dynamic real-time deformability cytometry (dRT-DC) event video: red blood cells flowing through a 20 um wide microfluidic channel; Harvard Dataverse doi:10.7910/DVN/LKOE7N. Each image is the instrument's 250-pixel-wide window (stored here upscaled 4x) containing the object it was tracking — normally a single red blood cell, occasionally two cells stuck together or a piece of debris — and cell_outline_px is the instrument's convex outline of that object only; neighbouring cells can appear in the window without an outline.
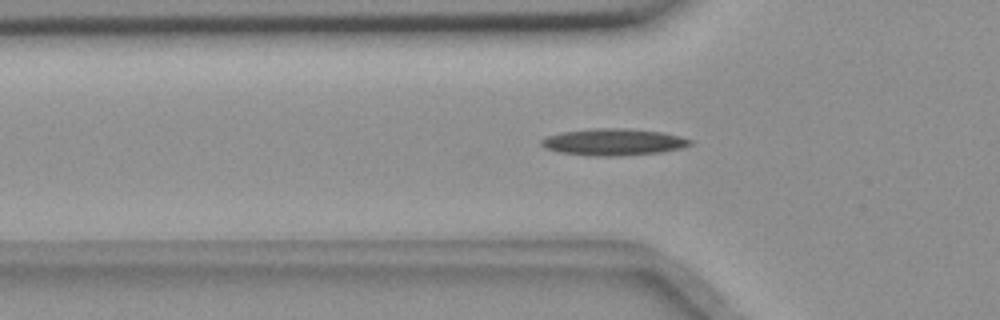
{"species": "common noctule bat (a hibernating species)", "species_latin": "Nyctalus noctula", "temperature_condition": "room temperature", "stored_images_in_passage": 41, "camera_frame_rate_fps": 3000, "um_per_image_px": 0.085, "animal": {"sex": "female", "body_mass_g": 18.4}, "frame": {"image": 1, "passage_image": 4, "time_ms": 1.0, "image_size_px": [1000, 320], "cell_outline_px": [[696, 140], [692, 144], [680, 148], [660, 152], [620, 156], [588, 156], [560, 152], [544, 148], [540, 144], [540, 140], [548, 136], [564, 132], [596, 128], [628, 128], [660, 132], [680, 136]], "centroid_in_image_um": [52.16, 12.08], "position_along_channel_um": 73.6, "area_um2": 23.24}}
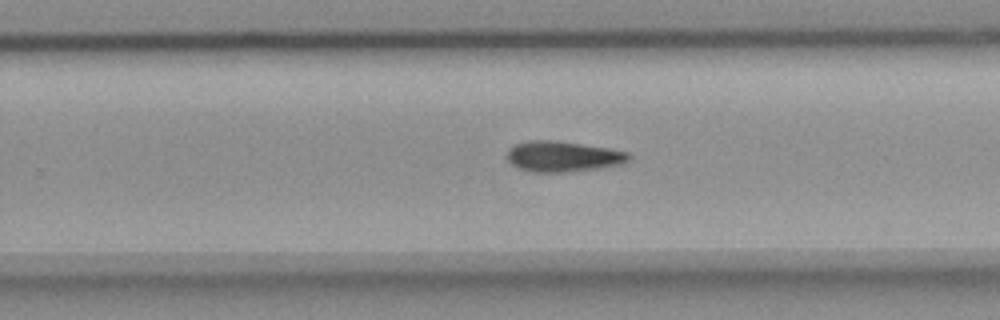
{"frame": {"image": 2, "passage_image": 21, "time_ms": 6.667, "image_size_px": [1000, 320], "cell_outline_px": [[632, 160], [624, 164], [600, 168], [564, 172], [536, 172], [520, 168], [512, 164], [508, 160], [508, 148], [512, 144], [528, 140], [548, 140], [580, 144], [608, 148], [628, 152], [632, 156]], "centroid_in_image_um": [47.89, 13.3], "position_along_channel_um": 281.9, "area_um2": 21.73}}
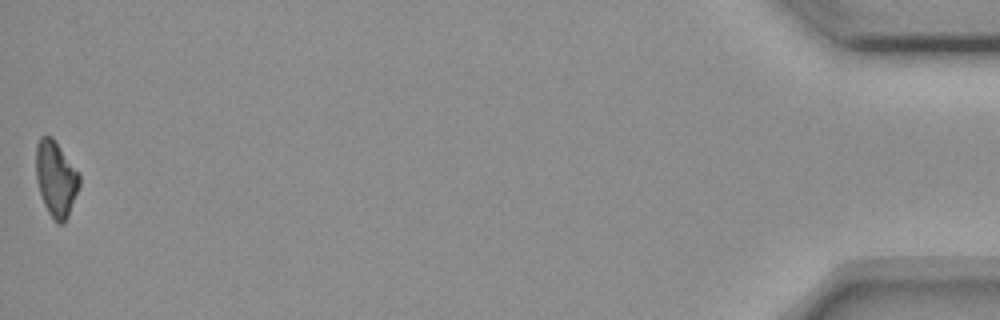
{"frame": {"image": 3, "passage_image": 41, "time_ms": 13.333, "image_size_px": [1000, 320], "cell_outline_px": [[80, 184], [68, 216], [64, 224], [56, 224], [48, 212], [44, 204], [36, 180], [36, 144], [40, 136], [52, 136], [80, 172]], "centroid_in_image_um": [4.76, 15.18], "position_along_channel_um": 430.4, "area_um2": 19.36}, "authors_computed_cell_mechanics": {"area_um2": 20.9236, "velocity_mm_per_s": 3.6799, "shape_relaxation_time_tau1_ms": 7.5369, "shape_relaxation_time_tau2_ms": null, "deformation_change_tau1": 0.1731, "deformation_change_tau2": null}}